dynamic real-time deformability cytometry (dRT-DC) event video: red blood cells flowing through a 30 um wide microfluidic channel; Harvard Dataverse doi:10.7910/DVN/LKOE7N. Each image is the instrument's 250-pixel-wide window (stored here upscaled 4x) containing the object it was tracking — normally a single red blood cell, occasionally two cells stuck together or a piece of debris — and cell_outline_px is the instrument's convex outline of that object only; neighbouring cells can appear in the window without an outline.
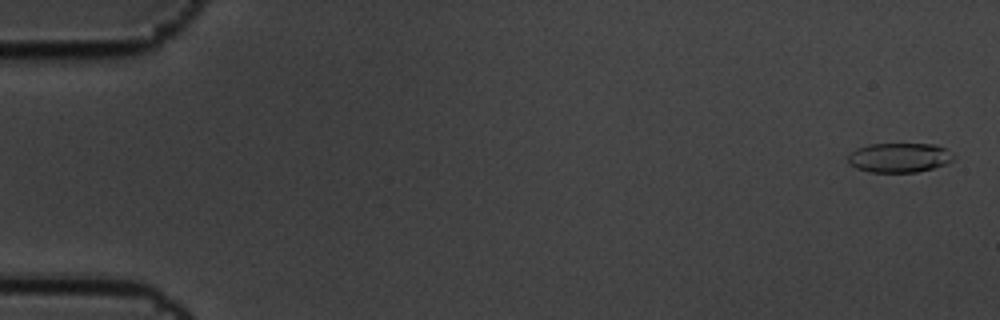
{"species": "common noctule bat (a hibernating species)", "species_latin": "Nyctalus noctula", "temperature_condition": "cold", "stored_images_in_passage": 5, "camera_frame_rate_fps": 3000, "um_per_image_px": 0.085, "animal": {"sex": "male", "body_mass_g": 19.5, "forearm_length_mm": 54.6}, "frame": {"image": 1, "passage_image": 1, "time_ms": 0.0, "image_size_px": [1000, 320], "cell_outline_px": [[956, 156], [948, 164], [916, 172], [868, 172], [856, 168], [848, 164], [848, 156], [856, 148], [868, 144], [936, 144], [944, 148]], "centroid_in_image_um": [76.43, 13.4], "position_along_channel_um": 8.6, "area_um2": 18.26}}
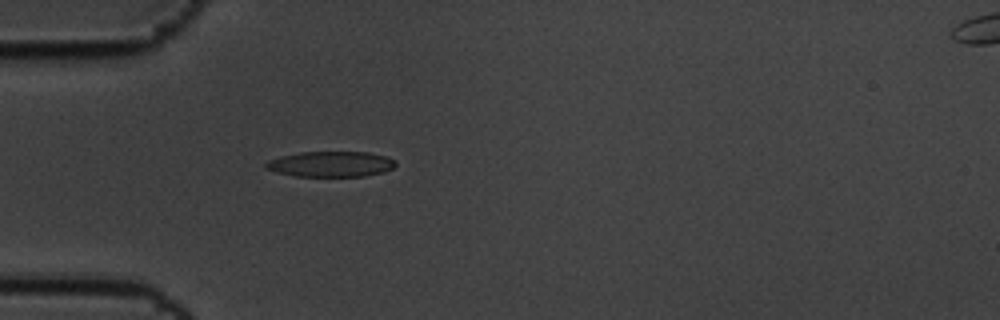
{"frame": {"image": 2, "passage_image": 5, "time_ms": 1.333, "image_size_px": [1000, 320], "cell_outline_px": [[396, 164], [392, 168], [384, 172], [364, 176], [296, 176], [276, 172], [264, 168], [264, 164], [268, 160], [280, 156], [300, 152], [368, 152], [388, 156], [396, 160]], "centroid_in_image_um": [28.12, 13.94], "position_along_channel_um": 56.9, "area_um2": 19.42}}